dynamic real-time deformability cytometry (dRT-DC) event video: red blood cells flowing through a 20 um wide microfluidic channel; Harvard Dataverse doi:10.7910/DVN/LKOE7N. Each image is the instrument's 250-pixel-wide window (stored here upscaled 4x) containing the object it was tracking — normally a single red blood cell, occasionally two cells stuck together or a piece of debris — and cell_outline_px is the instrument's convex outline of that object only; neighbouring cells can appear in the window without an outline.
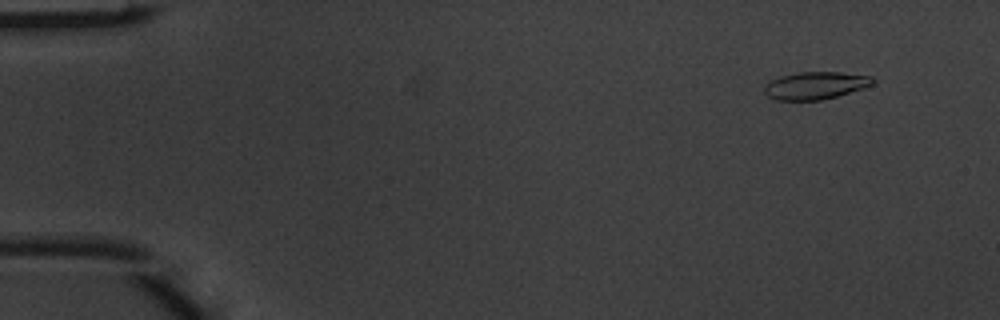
{"species": "common noctule bat (a hibernating species)", "species_latin": "Nyctalus noctula", "temperature_condition": "warm", "stored_images_in_passage": 5, "camera_frame_rate_fps": 3000, "um_per_image_px": 0.085, "animal": {"sex": "male", "body_mass_g": 20.1, "forearm_length_mm": 53.5}, "frame": {"image": 1, "passage_image": 2, "time_ms": 0.333, "image_size_px": [1000, 320], "cell_outline_px": [[876, 80], [872, 84], [864, 88], [836, 96], [820, 100], [776, 100], [768, 96], [764, 92], [764, 84], [780, 76], [796, 72], [840, 72], [872, 76]], "centroid_in_image_um": [69.3, 7.26], "position_along_channel_um": 15.7, "area_um2": 17.4}}